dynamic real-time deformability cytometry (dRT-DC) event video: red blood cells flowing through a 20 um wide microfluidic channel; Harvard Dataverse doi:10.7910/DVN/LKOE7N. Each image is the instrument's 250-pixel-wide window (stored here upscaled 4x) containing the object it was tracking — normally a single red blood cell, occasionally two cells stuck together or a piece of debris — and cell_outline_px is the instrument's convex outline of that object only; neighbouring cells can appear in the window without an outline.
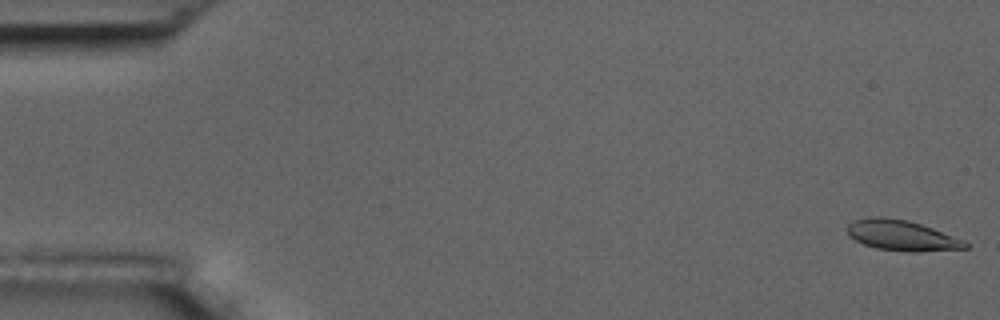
{"species": "common noctule bat (a hibernating species)", "species_latin": "Nyctalus noctula", "temperature_condition": "room temperature", "stored_images_in_passage": 7, "camera_frame_rate_fps": 3000, "um_per_image_px": 0.085, "animal": {"sex": "male", "body_mass_g": 17.5, "forearm_length_mm": 52.3}, "frame": {"image": 1, "passage_image": 1, "time_ms": 0.0, "image_size_px": [1000, 320], "cell_outline_px": [[972, 244], [968, 248], [916, 252], [908, 252], [876, 248], [864, 244], [848, 236], [844, 228], [852, 220], [872, 216], [884, 216], [908, 220], [932, 228], [964, 240]], "centroid_in_image_um": [76.61, 20.0], "position_along_channel_um": 8.4, "area_um2": 21.27}}
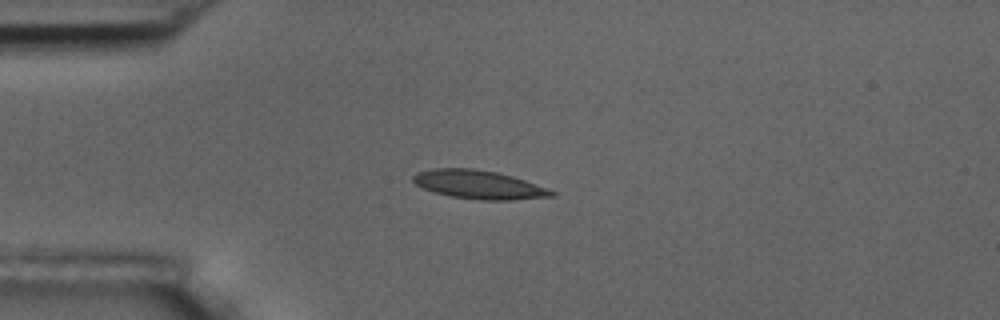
{"frame": {"image": 2, "passage_image": 5, "time_ms": 4.333, "image_size_px": [1000, 320], "cell_outline_px": [[556, 196], [512, 200], [480, 200], [452, 196], [436, 192], [424, 188], [416, 184], [412, 180], [412, 176], [416, 172], [436, 168], [472, 168], [496, 172], [512, 176], [548, 188], [556, 192]], "centroid_in_image_um": [40.72, 15.69], "position_along_channel_um": 44.3, "area_um2": 22.95}}